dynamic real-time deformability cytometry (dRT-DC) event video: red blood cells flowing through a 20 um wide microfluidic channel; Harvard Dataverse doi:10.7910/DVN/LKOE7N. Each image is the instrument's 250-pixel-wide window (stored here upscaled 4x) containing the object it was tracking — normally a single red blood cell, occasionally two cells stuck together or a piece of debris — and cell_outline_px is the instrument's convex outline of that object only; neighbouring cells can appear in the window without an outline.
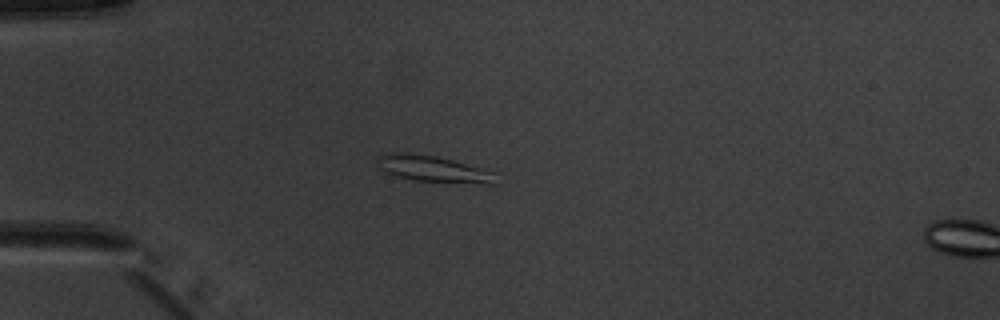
{"species": "common noctule bat (a hibernating species)", "species_latin": "Nyctalus noctula", "temperature_condition": "warm", "stored_images_in_passage": 5, "camera_frame_rate_fps": 3000, "um_per_image_px": 0.085, "animal": {"sex": "male", "body_mass_g": 20.1, "forearm_length_mm": 53.5}, "frame": {"image": 1, "passage_image": 4, "time_ms": 3.667, "image_size_px": [1000, 320], "cell_outline_px": [[496, 184], [484, 184], [412, 180], [396, 176], [380, 168], [376, 164], [376, 156], [384, 152], [408, 152], [436, 156], [452, 160], [496, 172]], "centroid_in_image_um": [36.79, 14.34], "position_along_channel_um": 48.2, "area_um2": 18.44}}